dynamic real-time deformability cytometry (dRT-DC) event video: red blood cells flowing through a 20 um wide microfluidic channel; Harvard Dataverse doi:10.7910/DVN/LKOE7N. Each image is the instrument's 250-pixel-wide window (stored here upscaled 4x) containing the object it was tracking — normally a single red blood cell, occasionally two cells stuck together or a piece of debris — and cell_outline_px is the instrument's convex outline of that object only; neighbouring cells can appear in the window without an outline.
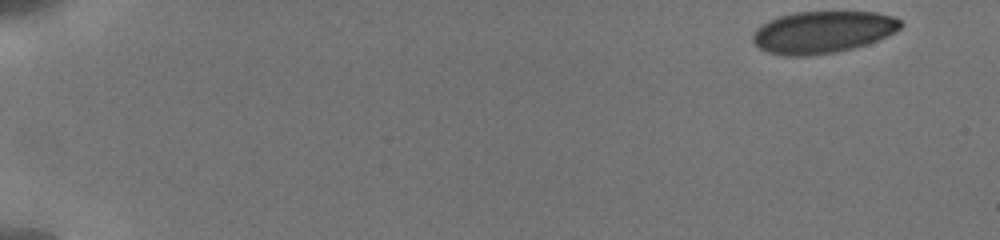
{"species": "human", "species_latin": "Homo sapiens", "temperature_condition": "cold", "stored_images_in_passage": 24, "camera_frame_rate_fps": 3000, "um_per_image_px": 0.085, "donor": {"sex": "male"}, "frame": {"image": 1, "passage_image": 1, "time_ms": 0.0, "image_size_px": [1000, 240], "cell_outline_px": [[904, 24], [900, 28], [876, 40], [852, 48], [836, 52], [808, 56], [784, 56], [768, 52], [760, 48], [752, 40], [752, 36], [756, 28], [768, 20], [780, 16], [796, 12], [876, 12], [892, 16], [900, 20]], "centroid_in_image_um": [69.89, 2.73], "position_along_channel_um": 15.1, "area_um2": 35.95}}
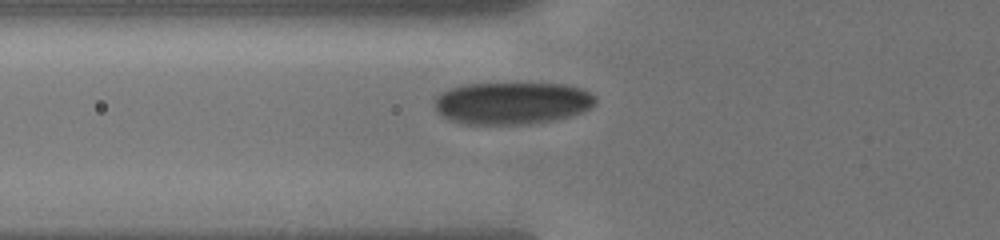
{"frame": {"image": 2, "passage_image": 14, "time_ms": 6.0, "image_size_px": [1000, 240], "cell_outline_px": [[596, 104], [592, 108], [572, 116], [556, 120], [528, 124], [464, 124], [448, 120], [436, 112], [432, 104], [432, 100], [436, 96], [448, 88], [460, 84], [564, 84], [584, 88], [596, 96]], "centroid_in_image_um": [43.51, 8.77], "position_along_channel_um": 82.3, "area_um2": 40.4}}
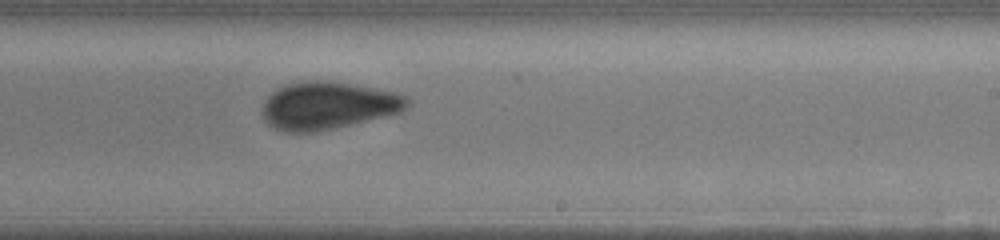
{"frame": {"image": 3, "passage_image": 24, "time_ms": 10.667, "image_size_px": [1000, 240], "cell_outline_px": [[412, 104], [408, 108], [400, 112], [384, 116], [316, 132], [284, 132], [268, 124], [264, 120], [264, 104], [268, 96], [276, 88], [288, 84], [304, 80], [324, 80], [396, 92], [408, 96], [412, 100]], "centroid_in_image_um": [27.91, 8.96], "position_along_channel_um": 261.1, "area_um2": 39.94}}